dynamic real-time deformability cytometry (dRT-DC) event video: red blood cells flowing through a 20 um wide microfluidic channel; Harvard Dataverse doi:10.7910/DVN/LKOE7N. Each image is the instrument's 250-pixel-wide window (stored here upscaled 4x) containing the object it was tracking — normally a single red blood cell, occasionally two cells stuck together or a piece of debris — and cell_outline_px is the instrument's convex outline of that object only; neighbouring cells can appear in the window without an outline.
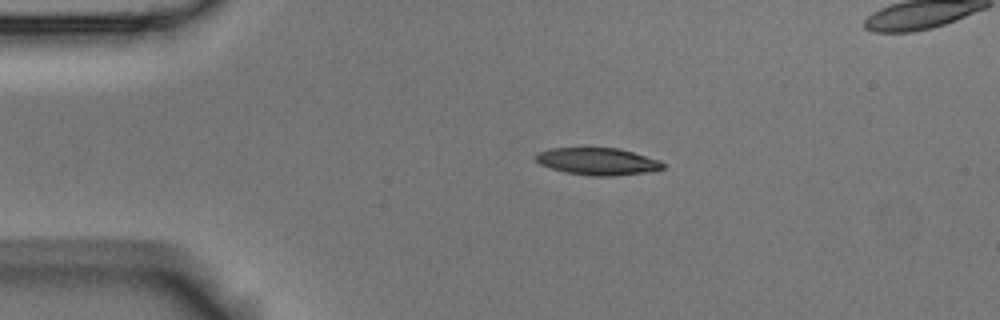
{"species": "Egyptian fruit bat (a non-hibernating species)", "species_latin": "Rousettus aegyptiacus", "temperature_condition": "room temperature", "stored_images_in_passage": 3, "segment_of_instrument_passage": [1, 2], "camera_frame_rate_fps": 3000, "um_per_image_px": 0.085, "animal": {"sex": "male"}, "frame": {"image": 1, "passage_image": 1, "time_ms": 0.0, "image_size_px": [1000, 320], "cell_outline_px": [[664, 168], [648, 172], [616, 176], [592, 176], [564, 172], [540, 164], [536, 160], [536, 156], [540, 152], [552, 148], [620, 148], [660, 160], [664, 164]], "centroid_in_image_um": [50.84, 13.73], "position_along_channel_um": 34.2, "area_um2": 20.06}}